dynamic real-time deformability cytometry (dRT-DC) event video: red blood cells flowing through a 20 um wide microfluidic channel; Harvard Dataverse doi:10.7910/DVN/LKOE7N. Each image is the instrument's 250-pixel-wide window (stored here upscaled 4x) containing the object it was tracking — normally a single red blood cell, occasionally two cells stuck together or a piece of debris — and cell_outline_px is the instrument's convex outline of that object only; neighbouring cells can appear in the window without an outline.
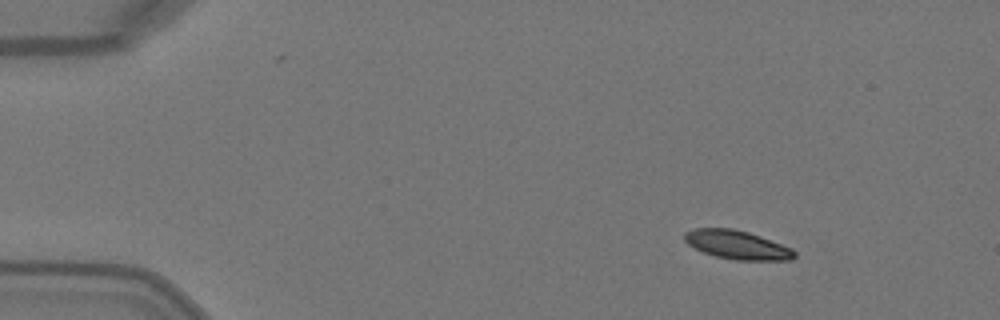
{"species": "Egyptian fruit bat (a non-hibernating species)", "species_latin": "Rousettus aegyptiacus", "temperature_condition": "warm", "stored_images_in_passage": 44, "camera_frame_rate_fps": 3000, "um_per_image_px": 0.085, "animal": {"sex": "female"}, "frame": {"image": 1, "passage_image": 1, "time_ms": 0.0, "image_size_px": [1000, 320], "cell_outline_px": [[796, 256], [792, 260], [736, 260], [716, 256], [704, 252], [688, 244], [684, 240], [684, 232], [692, 228], [732, 228], [748, 232], [792, 248], [796, 252]], "centroid_in_image_um": [62.65, 20.81], "position_along_channel_um": 22.3, "area_um2": 18.32}}
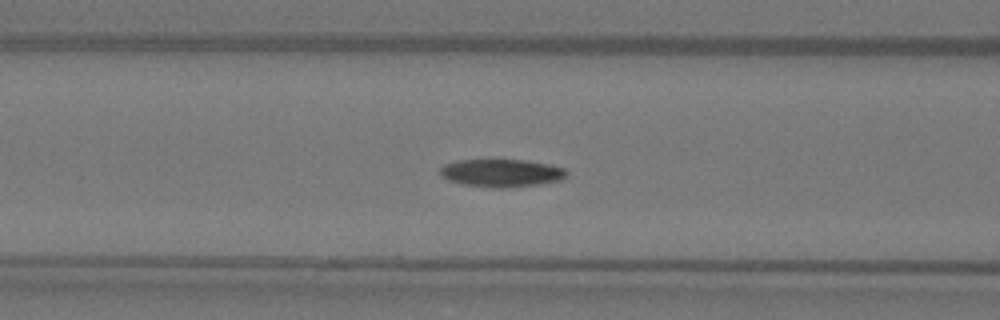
{"frame": {"image": 2, "passage_image": 15, "time_ms": 4.667, "image_size_px": [1000, 320], "cell_outline_px": [[568, 176], [560, 180], [540, 184], [508, 188], [496, 188], [464, 184], [448, 180], [440, 176], [440, 168], [444, 164], [456, 160], [524, 160], [548, 164], [564, 168], [568, 172]], "centroid_in_image_um": [42.63, 14.71], "position_along_channel_um": 124.0, "area_um2": 20.58}}
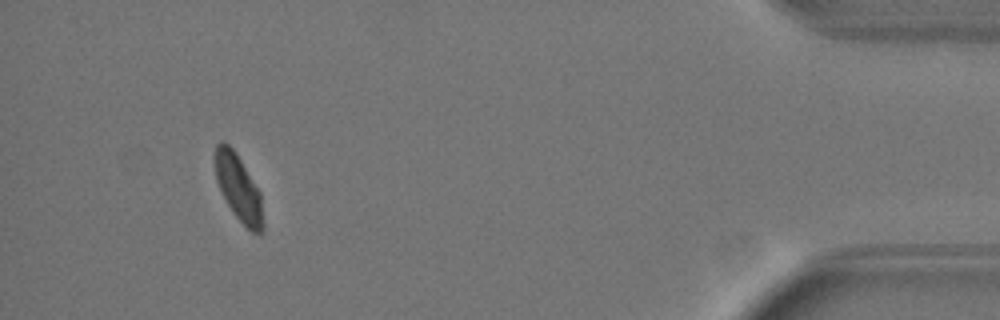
{"frame": {"image": 3, "passage_image": 41, "time_ms": 13.333, "image_size_px": [1000, 320], "cell_outline_px": [[264, 228], [260, 236], [252, 232], [232, 212], [216, 180], [216, 144], [220, 140], [224, 140], [232, 148], [240, 160], [260, 192], [264, 224]], "centroid_in_image_um": [20.3, 16.01], "position_along_channel_um": 414.9, "area_um2": 18.15}, "authors_computed_cell_mechanics": {"area_um2": 20.23, "velocity_mm_per_s": 4.0854, "shape_relaxation_time_tau1_ms": 4.0834, "shape_relaxation_time_tau2_ms": null, "deformation_change_tau1": 0.1311, "deformation_change_tau2": null}}